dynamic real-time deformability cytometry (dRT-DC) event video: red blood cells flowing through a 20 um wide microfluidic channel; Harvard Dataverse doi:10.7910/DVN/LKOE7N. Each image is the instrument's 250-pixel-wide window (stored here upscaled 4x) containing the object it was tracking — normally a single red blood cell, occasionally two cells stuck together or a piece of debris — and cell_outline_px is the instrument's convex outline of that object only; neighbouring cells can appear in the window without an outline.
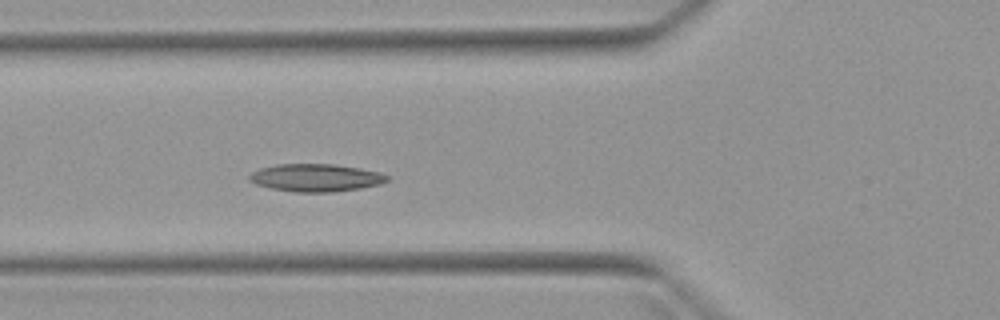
{"species": "Egyptian fruit bat (a non-hibernating species)", "species_latin": "Rousettus aegyptiacus", "temperature_condition": "warm", "stored_images_in_passage": 5, "camera_frame_rate_fps": 3000, "um_per_image_px": 0.085, "animal": {"sex": "female"}, "frame": {"image": 1, "passage_image": 5, "time_ms": 4.667, "image_size_px": [1000, 320], "cell_outline_px": [[388, 180], [380, 184], [360, 188], [332, 192], [292, 192], [272, 188], [256, 184], [248, 180], [248, 176], [252, 172], [260, 168], [276, 164], [336, 164], [360, 168], [380, 172], [388, 176]], "centroid_in_image_um": [26.83, 15.1], "position_along_channel_um": 99.0, "area_um2": 22.25}}